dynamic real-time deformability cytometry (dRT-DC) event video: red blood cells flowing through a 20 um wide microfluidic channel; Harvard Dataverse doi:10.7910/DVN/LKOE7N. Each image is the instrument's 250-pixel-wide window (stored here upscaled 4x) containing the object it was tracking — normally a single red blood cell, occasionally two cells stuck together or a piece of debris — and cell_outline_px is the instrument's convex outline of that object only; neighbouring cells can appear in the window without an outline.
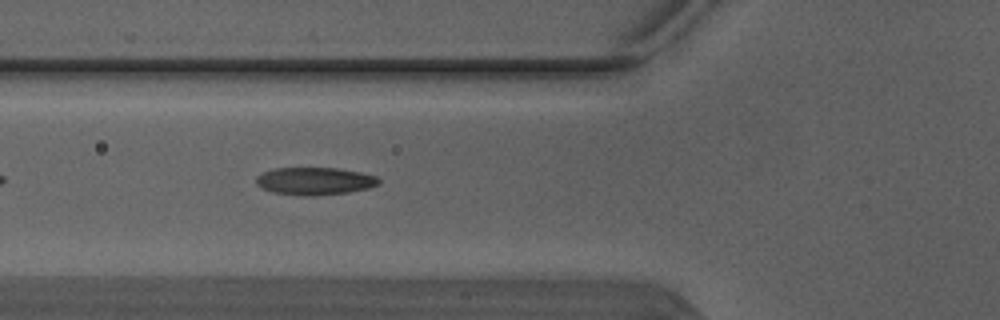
{"species": "Egyptian fruit bat (a non-hibernating species)", "species_latin": "Rousettus aegyptiacus", "temperature_condition": "warm", "stored_images_in_passage": 5, "camera_frame_rate_fps": 3000, "um_per_image_px": 0.085, "animal": {"sex": "male"}, "frame": {"image": 1, "passage_image": 5, "time_ms": 1.333, "image_size_px": [1000, 320], "cell_outline_px": [[380, 184], [368, 188], [348, 192], [312, 196], [304, 196], [272, 192], [256, 184], [256, 176], [264, 172], [276, 168], [340, 168], [360, 172], [376, 176], [380, 180]], "centroid_in_image_um": [26.77, 15.39], "position_along_channel_um": 99.0, "area_um2": 19.65}}